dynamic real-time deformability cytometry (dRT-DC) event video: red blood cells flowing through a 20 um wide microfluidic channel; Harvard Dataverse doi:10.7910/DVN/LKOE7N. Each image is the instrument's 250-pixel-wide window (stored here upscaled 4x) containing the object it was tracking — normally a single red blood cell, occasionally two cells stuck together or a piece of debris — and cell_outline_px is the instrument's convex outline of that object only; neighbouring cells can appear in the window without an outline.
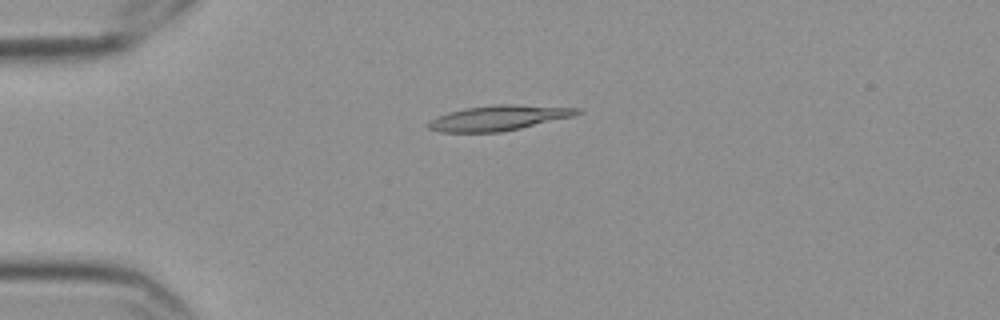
{"species": "Egyptian fruit bat (a non-hibernating species)", "species_latin": "Rousettus aegyptiacus", "temperature_condition": "cold", "stored_images_in_passage": 38, "camera_frame_rate_fps": 3000, "um_per_image_px": 0.085, "frame": {"image": 1, "passage_image": 1, "time_ms": 0.0, "image_size_px": [1000, 320], "cell_outline_px": [[584, 112], [576, 116], [520, 128], [500, 132], [436, 132], [428, 128], [428, 120], [436, 116], [448, 112], [464, 108], [492, 104], [516, 104], [584, 108]], "centroid_in_image_um": [42.43, 10.01], "position_along_channel_um": 42.6, "area_um2": 22.31}}
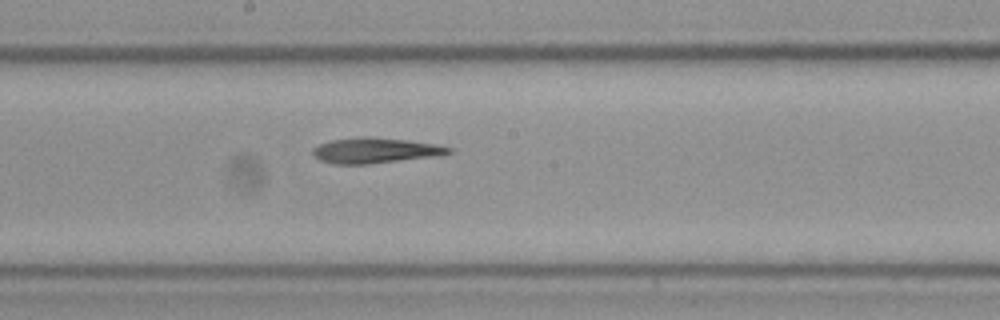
{"frame": {"image": 2, "passage_image": 18, "time_ms": 5.667, "image_size_px": [1000, 320], "cell_outline_px": [[452, 152], [440, 156], [368, 164], [332, 164], [320, 160], [312, 152], [312, 148], [320, 144], [332, 140], [360, 136], [364, 136], [408, 140], [432, 144], [452, 148]], "centroid_in_image_um": [31.89, 12.79], "position_along_channel_um": 216.3, "area_um2": 20.11}}
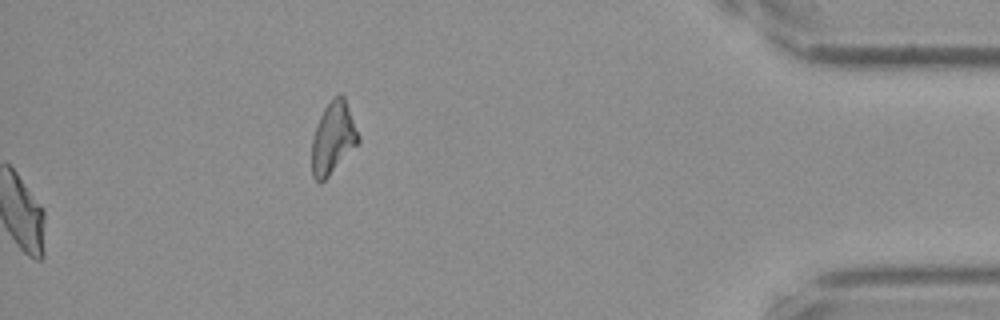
{"frame": {"image": 3, "passage_image": 38, "time_ms": 12.333, "image_size_px": [1000, 320], "cell_outline_px": [[360, 144], [320, 184], [312, 176], [312, 136], [316, 124], [324, 108], [340, 92], [344, 96], [360, 136]], "centroid_in_image_um": [28.32, 11.75], "position_along_channel_um": 406.9, "area_um2": 19.65}}